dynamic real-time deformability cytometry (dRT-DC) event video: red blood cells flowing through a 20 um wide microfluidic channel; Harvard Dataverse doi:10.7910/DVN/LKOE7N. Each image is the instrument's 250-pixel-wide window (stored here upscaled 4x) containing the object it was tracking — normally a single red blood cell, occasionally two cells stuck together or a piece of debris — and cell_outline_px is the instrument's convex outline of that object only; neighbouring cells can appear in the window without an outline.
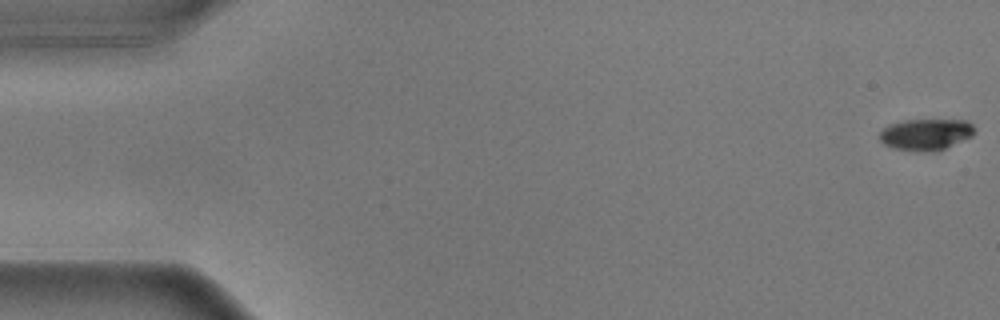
{"species": "common noctule bat (a hibernating species)", "species_latin": "Nyctalus noctula", "temperature_condition": "warm", "stored_images_in_passage": 18, "camera_frame_rate_fps": 3000, "um_per_image_px": 0.085, "animal": {"sex": "male", "body_mass_g": 17.9}, "frame": {"image": 1, "passage_image": 1, "time_ms": 0.0, "image_size_px": [1000, 320], "cell_outline_px": [[976, 132], [972, 136], [936, 152], [920, 152], [892, 148], [884, 144], [880, 140], [880, 132], [888, 124], [904, 120], [964, 120], [972, 124], [976, 128]], "centroid_in_image_um": [78.7, 11.43], "position_along_channel_um": 6.3, "area_um2": 17.57}}
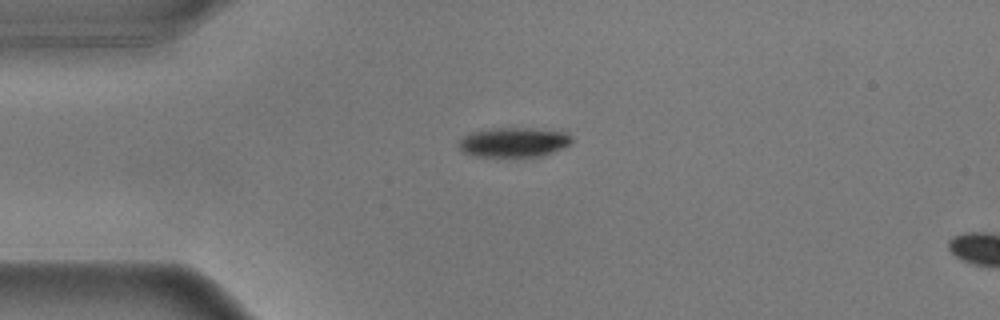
{"frame": {"image": 2, "passage_image": 14, "time_ms": 4.333, "image_size_px": [1000, 320], "cell_outline_px": [[572, 144], [564, 148], [544, 156], [472, 156], [460, 152], [456, 144], [464, 136], [472, 132], [496, 128], [532, 128], [564, 132], [572, 136]], "centroid_in_image_um": [43.66, 12.1], "position_along_channel_um": 41.3, "area_um2": 19.71}}